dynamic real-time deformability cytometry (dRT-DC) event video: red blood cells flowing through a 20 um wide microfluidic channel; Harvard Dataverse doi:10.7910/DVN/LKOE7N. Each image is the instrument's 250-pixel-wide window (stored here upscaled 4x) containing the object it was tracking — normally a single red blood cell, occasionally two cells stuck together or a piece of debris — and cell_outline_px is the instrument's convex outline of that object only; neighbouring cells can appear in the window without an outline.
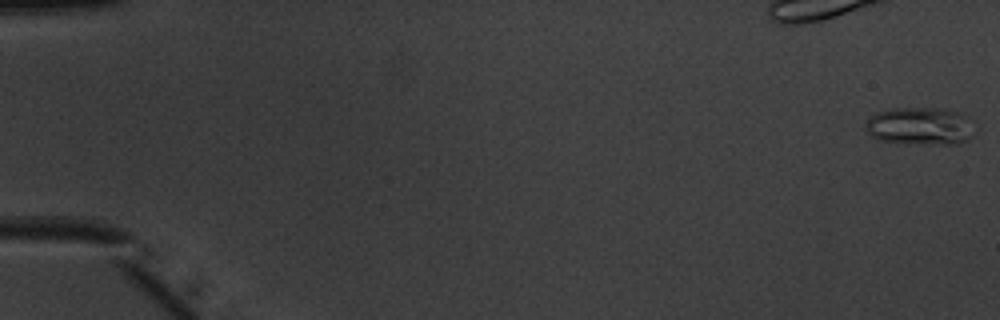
{"species": "common noctule bat (a hibernating species)", "species_latin": "Nyctalus noctula", "temperature_condition": "warm", "stored_images_in_passage": 12, "camera_frame_rate_fps": 3000, "um_per_image_px": 0.085, "animal": {"sex": "male", "body_mass_g": 20.1, "forearm_length_mm": 53.5}, "frame": {"image": 1, "passage_image": 1, "time_ms": 0.0, "image_size_px": [1000, 320], "cell_outline_px": [[976, 132], [968, 140], [956, 144], [904, 144], [880, 140], [872, 136], [868, 132], [868, 120], [876, 112], [892, 108], [936, 108], [960, 112]], "centroid_in_image_um": [78.22, 10.74], "position_along_channel_um": 6.8, "area_um2": 23.81}}